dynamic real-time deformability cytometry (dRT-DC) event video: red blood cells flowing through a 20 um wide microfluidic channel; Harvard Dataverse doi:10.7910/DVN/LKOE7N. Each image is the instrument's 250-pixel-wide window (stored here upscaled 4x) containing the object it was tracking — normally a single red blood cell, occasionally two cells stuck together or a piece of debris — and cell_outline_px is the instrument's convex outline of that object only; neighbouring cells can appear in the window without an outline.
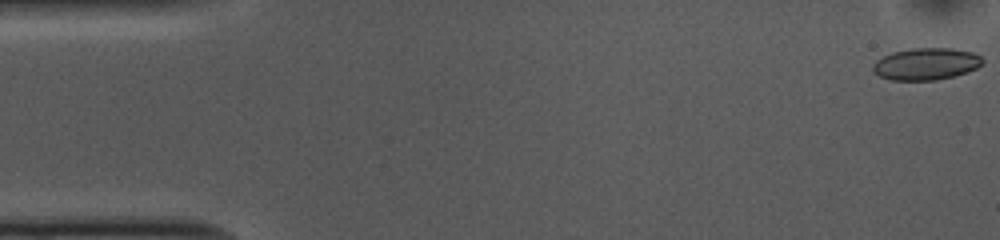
{"species": "common noctule bat (a hibernating species)", "species_latin": "Nyctalus noctula", "temperature_condition": "cold", "stored_images_in_passage": 53, "camera_frame_rate_fps": 3000, "um_per_image_px": 0.085, "animal": {"sex": "female", "body_mass_g": 10.0, "forearm_length_mm": 53.1}, "frame": {"image": 1, "passage_image": 1, "time_ms": 0.0, "image_size_px": [1000, 240], "cell_outline_px": [[984, 60], [976, 68], [968, 72], [936, 80], [892, 80], [880, 76], [872, 68], [872, 64], [876, 60], [892, 52], [912, 48], [952, 48], [972, 52], [980, 56]], "centroid_in_image_um": [78.71, 5.43], "position_along_channel_um": 6.3, "area_um2": 20.29}}
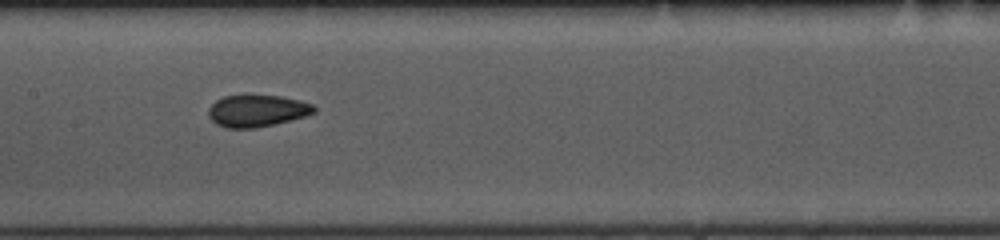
{"frame": {"image": 2, "passage_image": 25, "time_ms": 8.0, "image_size_px": [1000, 240], "cell_outline_px": [[316, 112], [304, 116], [256, 128], [224, 128], [216, 124], [208, 116], [208, 108], [216, 100], [224, 96], [280, 96], [300, 100], [312, 104], [316, 108]], "centroid_in_image_um": [21.82, 9.42], "position_along_channel_um": 185.6, "area_um2": 19.42}}
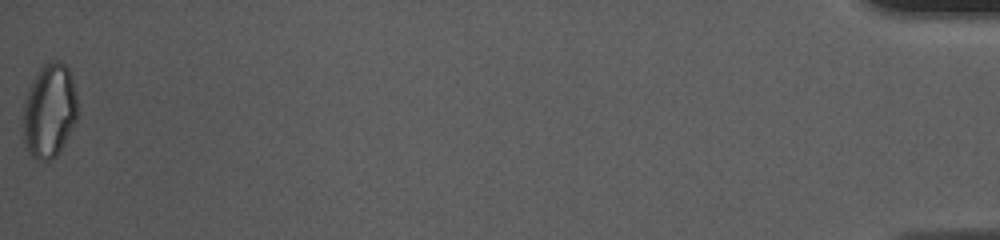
{"frame": {"image": 3, "passage_image": 53, "time_ms": 17.333, "image_size_px": [1000, 240], "cell_outline_px": [[76, 120], [60, 152], [56, 156], [48, 160], [36, 160], [28, 152], [24, 140], [24, 104], [32, 80], [36, 72], [44, 64], [52, 60], [60, 60], [68, 68], [76, 92]], "centroid_in_image_um": [4.2, 9.41], "position_along_channel_um": 431.0, "area_um2": 29.59}, "authors_computed_cell_mechanics": {"area_um2": 19.9988, "velocity_mm_per_s": 3.7416, "shape_relaxation_time_tau1_ms": 5.6577, "shape_relaxation_time_tau2_ms": 1.761, "deformation_change_tau1": 0.1113, "deformation_change_tau2": 0.0615}}